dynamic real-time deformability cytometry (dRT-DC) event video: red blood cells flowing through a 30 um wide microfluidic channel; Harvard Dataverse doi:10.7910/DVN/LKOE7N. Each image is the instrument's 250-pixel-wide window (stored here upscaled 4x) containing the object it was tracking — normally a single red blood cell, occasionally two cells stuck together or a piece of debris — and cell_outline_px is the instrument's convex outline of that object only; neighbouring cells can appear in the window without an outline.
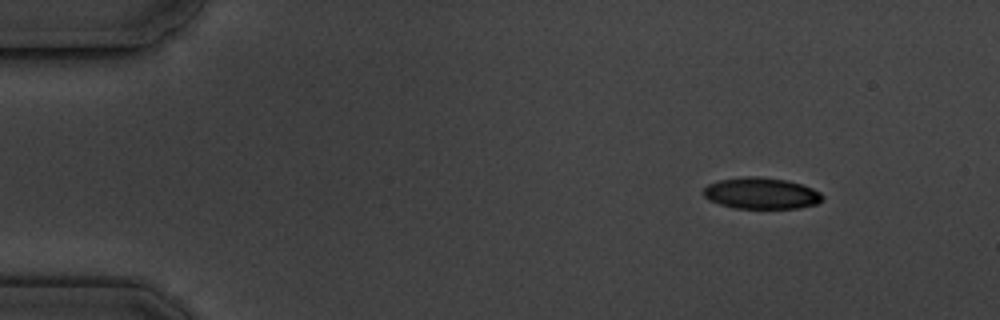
{"species": "common noctule bat (a hibernating species)", "species_latin": "Nyctalus noctula", "temperature_condition": "cold", "stored_images_in_passage": 3, "camera_frame_rate_fps": 3000, "um_per_image_px": 0.085, "animal": {"sex": "male", "body_mass_g": 19.5, "forearm_length_mm": 54.6}, "frame": {"image": 1, "passage_image": 1, "time_ms": 0.0, "image_size_px": [1000, 320], "cell_outline_px": [[824, 200], [816, 204], [800, 208], [736, 208], [720, 204], [708, 200], [704, 196], [704, 188], [708, 184], [720, 180], [744, 176], [756, 176], [784, 180], [800, 184], [812, 188], [820, 192], [824, 196]], "centroid_in_image_um": [64.72, 16.43], "position_along_channel_um": 20.3, "area_um2": 21.68}}